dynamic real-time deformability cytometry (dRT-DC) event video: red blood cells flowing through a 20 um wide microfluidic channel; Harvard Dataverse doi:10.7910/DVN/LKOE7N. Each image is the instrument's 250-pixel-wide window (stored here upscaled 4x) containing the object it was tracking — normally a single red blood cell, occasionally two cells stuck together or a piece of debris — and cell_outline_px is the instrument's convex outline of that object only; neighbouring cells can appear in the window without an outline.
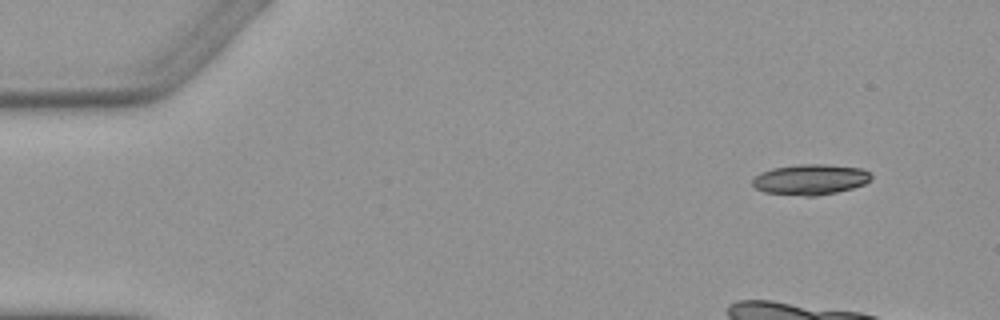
{"species": "Egyptian fruit bat (a non-hibernating species)", "species_latin": "Rousettus aegyptiacus", "temperature_condition": "warm", "stored_images_in_passage": 5, "camera_frame_rate_fps": 3000, "um_per_image_px": 0.085, "animal": {"sex": "female"}, "frame": {"image": 1, "passage_image": 1, "time_ms": 0.0, "image_size_px": [1000, 320], "cell_outline_px": [[872, 180], [864, 184], [852, 188], [836, 192], [816, 196], [804, 196], [764, 192], [756, 188], [752, 184], [752, 180], [760, 172], [772, 168], [796, 164], [828, 164], [860, 168], [872, 172]], "centroid_in_image_um": [68.9, 15.24], "position_along_channel_um": 16.1, "area_um2": 21.33}}